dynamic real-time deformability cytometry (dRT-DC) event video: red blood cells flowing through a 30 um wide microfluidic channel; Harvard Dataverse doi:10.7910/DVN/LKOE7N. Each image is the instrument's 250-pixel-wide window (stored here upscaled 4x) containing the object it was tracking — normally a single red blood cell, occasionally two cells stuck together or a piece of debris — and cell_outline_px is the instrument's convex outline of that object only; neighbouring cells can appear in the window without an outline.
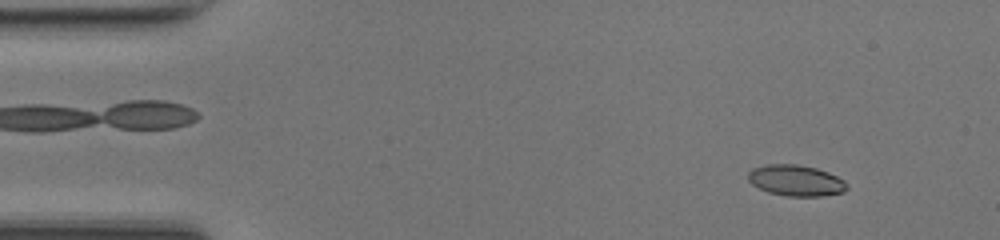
{"species": "common noctule bat (a hibernating species)", "species_latin": "Nyctalus noctula", "temperature_condition": "room temperature", "stored_images_in_passage": 49, "camera_frame_rate_fps": 3000, "um_per_image_px": 0.085, "animal": {"sex": "female", "body_mass_g": 17.0, "forearm_length_mm": 48.0}, "frame": {"image": 1, "passage_image": 5, "time_ms": 1.333, "image_size_px": [1000, 240], "cell_outline_px": [[848, 188], [844, 192], [824, 196], [788, 196], [768, 192], [752, 184], [748, 180], [748, 172], [752, 168], [768, 164], [796, 164], [816, 168], [828, 172], [844, 180], [848, 184]], "centroid_in_image_um": [67.67, 15.34], "position_along_channel_um": 17.3, "area_um2": 17.92}}
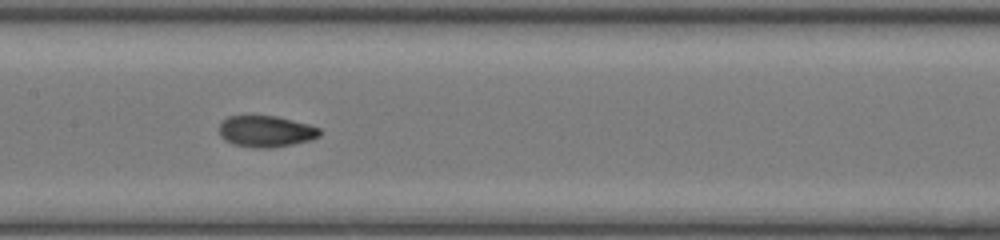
{"frame": {"image": 2, "passage_image": 24, "time_ms": 7.667, "image_size_px": [1000, 240], "cell_outline_px": [[320, 136], [312, 140], [292, 144], [268, 148], [256, 148], [232, 144], [220, 136], [220, 124], [228, 116], [276, 116], [308, 124], [320, 128]], "centroid_in_image_um": [22.62, 11.17], "position_along_channel_um": 184.8, "area_um2": 18.26}}
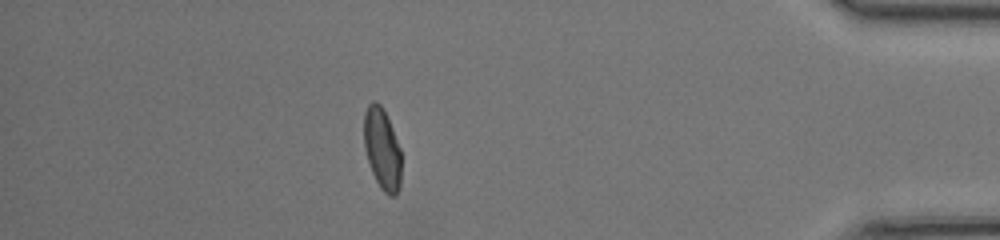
{"frame": {"image": 3, "passage_image": 43, "time_ms": 14.0, "image_size_px": [1000, 240], "cell_outline_px": [[400, 188], [396, 196], [388, 196], [380, 188], [372, 172], [364, 148], [364, 112], [368, 104], [372, 100], [376, 100], [380, 104], [392, 128], [400, 148]], "centroid_in_image_um": [32.47, 12.67], "position_along_channel_um": 402.7, "area_um2": 17.69}, "authors_computed_cell_mechanics": {"area_um2": 18.0914, "velocity_mm_per_s": 4.213, "shape_relaxation_time_tau1_ms": 5.1523, "shape_relaxation_time_tau2_ms": 1.1942, "deformation_change_tau1": 0.1743, "deformation_change_tau2": 0.0551}}